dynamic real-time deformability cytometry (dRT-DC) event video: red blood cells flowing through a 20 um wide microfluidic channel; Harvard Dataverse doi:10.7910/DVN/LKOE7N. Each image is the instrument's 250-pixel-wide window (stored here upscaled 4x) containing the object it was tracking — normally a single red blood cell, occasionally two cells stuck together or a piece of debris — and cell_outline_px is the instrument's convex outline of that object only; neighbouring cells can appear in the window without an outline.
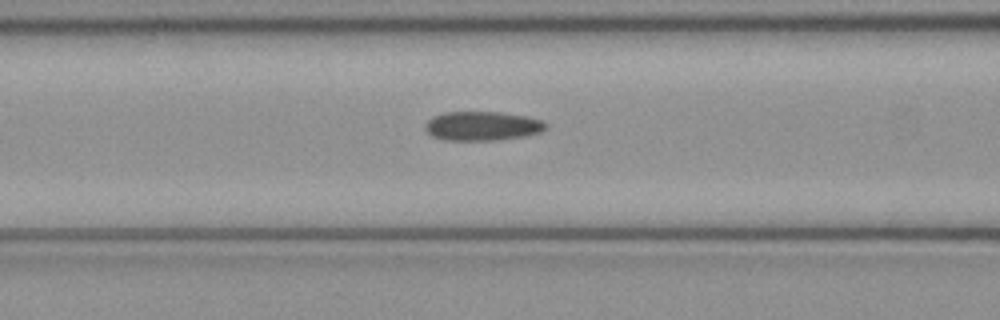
{"species": "common noctule bat (a hibernating species)", "species_latin": "Nyctalus noctula", "temperature_condition": "cold", "stored_images_in_passage": 49, "camera_frame_rate_fps": 3000, "um_per_image_px": 0.085, "animal": {"sex": "female", "body_mass_g": 21.9}, "frame": {"image": 1, "passage_image": 19, "time_ms": 6.0, "image_size_px": [1000, 320], "cell_outline_px": [[548, 124], [540, 132], [524, 136], [496, 140], [444, 140], [432, 136], [424, 128], [424, 124], [432, 116], [444, 112], [500, 112], [528, 116], [540, 120]], "centroid_in_image_um": [40.96, 10.7], "position_along_channel_um": 125.6, "area_um2": 20.52}}
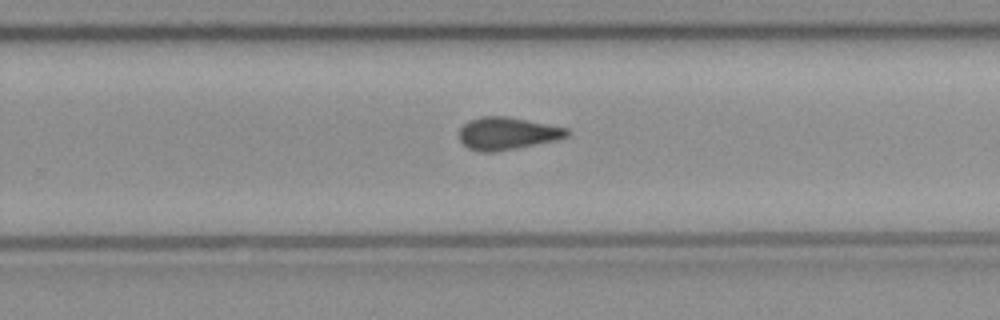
{"frame": {"image": 2, "passage_image": 31, "time_ms": 10.0, "image_size_px": [1000, 320], "cell_outline_px": [[572, 132], [568, 136], [556, 140], [496, 152], [480, 152], [468, 148], [460, 140], [460, 128], [468, 120], [484, 116], [508, 116], [568, 128]], "centroid_in_image_um": [43.13, 11.34], "position_along_channel_um": 286.7, "area_um2": 20.46}}
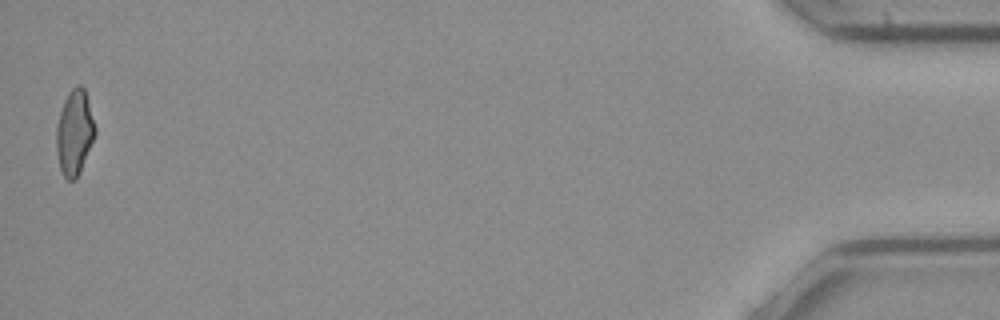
{"frame": {"image": 3, "passage_image": 49, "time_ms": 16.0, "image_size_px": [1000, 320], "cell_outline_px": [[96, 132], [80, 172], [76, 180], [68, 180], [64, 176], [60, 168], [56, 152], [56, 128], [60, 112], [64, 100], [68, 92], [76, 84], [80, 84], [84, 88], [88, 100], [96, 128]], "centroid_in_image_um": [6.33, 11.25], "position_along_channel_um": 428.9, "area_um2": 19.19}, "authors_computed_cell_mechanics": {"area_um2": 20.2878, "velocity_mm_per_s": 4.0242, "shape_relaxation_time_tau1_ms": null, "shape_relaxation_time_tau2_ms": 4.0248, "deformation_change_tau1": null, "deformation_change_tau2": 0.1194}}